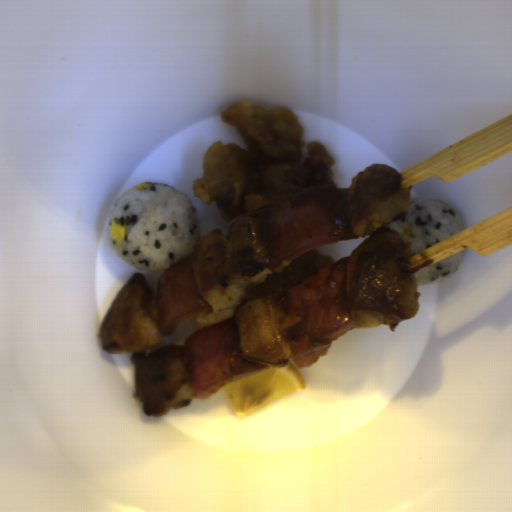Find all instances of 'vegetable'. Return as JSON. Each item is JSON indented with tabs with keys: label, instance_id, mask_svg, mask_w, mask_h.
I'll return each instance as SVG.
<instances>
[{
	"label": "vegetable",
	"instance_id": "2",
	"mask_svg": "<svg viewBox=\"0 0 512 512\" xmlns=\"http://www.w3.org/2000/svg\"><path fill=\"white\" fill-rule=\"evenodd\" d=\"M348 258H339L284 293L281 307L292 354L328 345L354 327L347 305Z\"/></svg>",
	"mask_w": 512,
	"mask_h": 512
},
{
	"label": "vegetable",
	"instance_id": "1",
	"mask_svg": "<svg viewBox=\"0 0 512 512\" xmlns=\"http://www.w3.org/2000/svg\"><path fill=\"white\" fill-rule=\"evenodd\" d=\"M348 192L323 185L283 203L272 219L268 269L281 274L298 255L317 246L358 239L349 220Z\"/></svg>",
	"mask_w": 512,
	"mask_h": 512
},
{
	"label": "vegetable",
	"instance_id": "3",
	"mask_svg": "<svg viewBox=\"0 0 512 512\" xmlns=\"http://www.w3.org/2000/svg\"><path fill=\"white\" fill-rule=\"evenodd\" d=\"M181 356L190 388L200 401L234 381L270 368L243 358L233 318L198 328L184 341Z\"/></svg>",
	"mask_w": 512,
	"mask_h": 512
},
{
	"label": "vegetable",
	"instance_id": "4",
	"mask_svg": "<svg viewBox=\"0 0 512 512\" xmlns=\"http://www.w3.org/2000/svg\"><path fill=\"white\" fill-rule=\"evenodd\" d=\"M155 295L157 328L162 336L174 335L179 325L199 316L207 306L195 286L190 256L159 275Z\"/></svg>",
	"mask_w": 512,
	"mask_h": 512
}]
</instances>
